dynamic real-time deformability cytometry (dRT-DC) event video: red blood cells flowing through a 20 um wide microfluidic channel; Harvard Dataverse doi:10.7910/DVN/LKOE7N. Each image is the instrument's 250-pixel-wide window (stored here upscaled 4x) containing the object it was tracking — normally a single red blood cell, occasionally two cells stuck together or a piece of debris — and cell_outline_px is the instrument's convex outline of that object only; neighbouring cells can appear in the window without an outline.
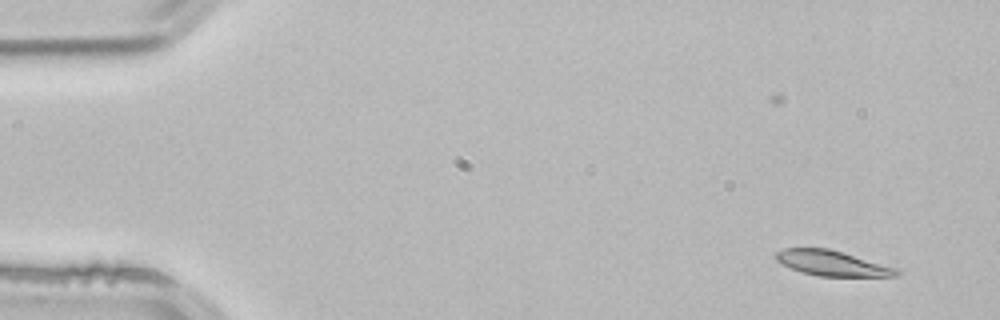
{"species": "common noctule bat (a hibernating species)", "species_latin": "Nyctalus noctula", "temperature_condition": "room temperature", "stored_images_in_passage": 2, "segment_of_instrument_passage": [2, 2], "camera_frame_rate_fps": 3000, "um_per_image_px": 0.085, "animal": {"sex": "male", "body_mass_g": 21.5, "forearm_length_mm": 52.0}, "frame": {"image": 1, "passage_image": 2, "time_ms": 0.333, "image_size_px": [1000, 320], "cell_outline_px": [[900, 276], [820, 276], [800, 272], [776, 260], [772, 256], [776, 252], [784, 248], [828, 248], [900, 268]], "centroid_in_image_um": [70.76, 22.37], "position_along_channel_um": 14.2, "area_um2": 17.86}}